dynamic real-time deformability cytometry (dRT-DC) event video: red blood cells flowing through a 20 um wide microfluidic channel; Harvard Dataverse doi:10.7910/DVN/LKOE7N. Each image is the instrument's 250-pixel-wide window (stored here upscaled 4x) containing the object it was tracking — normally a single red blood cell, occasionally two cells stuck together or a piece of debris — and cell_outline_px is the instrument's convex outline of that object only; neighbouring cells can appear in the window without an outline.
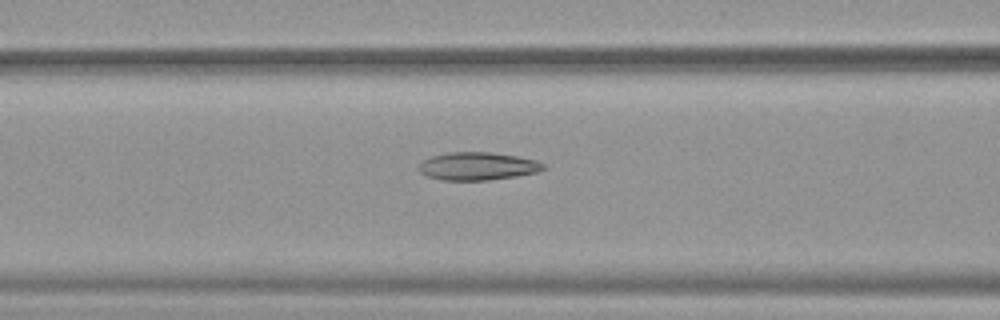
{"species": "common noctule bat (a hibernating species)", "species_latin": "Nyctalus noctula", "temperature_condition": "warm", "stored_images_in_passage": 52, "camera_frame_rate_fps": 3000, "um_per_image_px": 0.085, "animal": {"sex": "female", "body_mass_g": 19.9}, "frame": {"image": 1, "passage_image": 22, "time_ms": 7.0, "image_size_px": [1000, 320], "cell_outline_px": [[548, 168], [536, 172], [516, 176], [488, 180], [444, 180], [428, 176], [420, 172], [416, 168], [416, 164], [432, 156], [448, 152], [492, 152], [516, 156], [536, 160], [544, 164]], "centroid_in_image_um": [40.58, 14.12], "position_along_channel_um": 126.0, "area_um2": 20.35}}
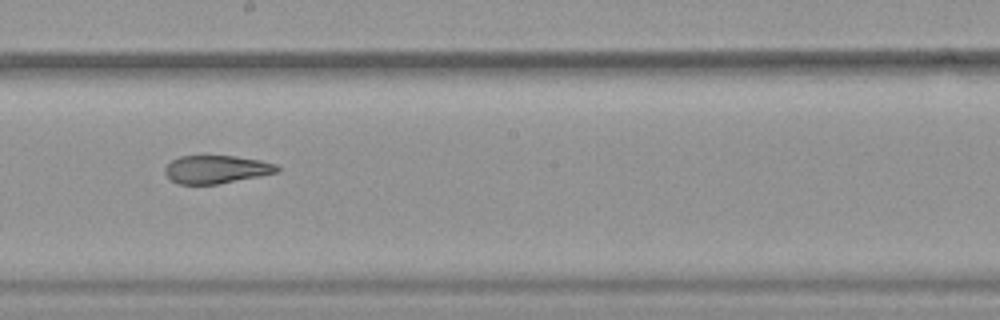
{"frame": {"image": 2, "passage_image": 30, "time_ms": 9.667, "image_size_px": [1000, 320], "cell_outline_px": [[280, 172], [260, 176], [216, 184], [176, 184], [164, 172], [164, 168], [172, 160], [180, 156], [236, 156], [260, 160], [276, 164], [280, 168]], "centroid_in_image_um": [18.4, 14.39], "position_along_channel_um": 229.8, "area_um2": 18.32}}
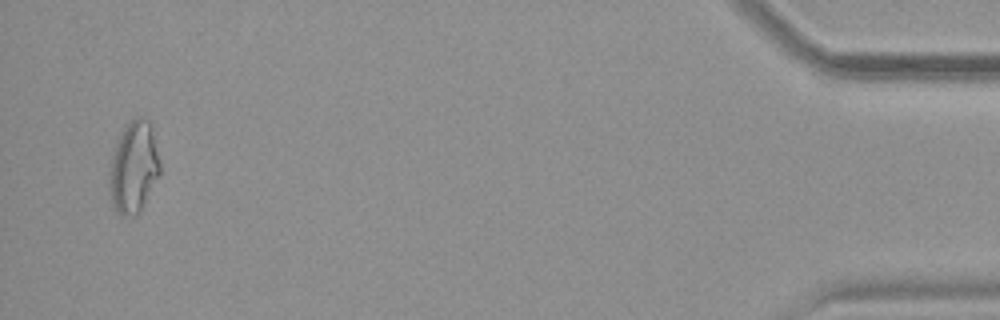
{"frame": {"image": 3, "passage_image": 51, "time_ms": 16.667, "image_size_px": [1000, 320], "cell_outline_px": [[160, 172], [140, 212], [132, 216], [120, 216], [116, 212], [112, 204], [112, 156], [116, 144], [124, 128], [136, 116], [144, 116], [152, 124], [160, 164]], "centroid_in_image_um": [11.42, 14.19], "position_along_channel_um": 423.8, "area_um2": 26.3}, "authors_computed_cell_mechanics": {"area_um2": 22.831, "velocity_mm_per_s": 3.9023, "shape_relaxation_time_tau1_ms": null, "shape_relaxation_time_tau2_ms": 2.532, "deformation_change_tau1": null, "deformation_change_tau2": 0.0903}}